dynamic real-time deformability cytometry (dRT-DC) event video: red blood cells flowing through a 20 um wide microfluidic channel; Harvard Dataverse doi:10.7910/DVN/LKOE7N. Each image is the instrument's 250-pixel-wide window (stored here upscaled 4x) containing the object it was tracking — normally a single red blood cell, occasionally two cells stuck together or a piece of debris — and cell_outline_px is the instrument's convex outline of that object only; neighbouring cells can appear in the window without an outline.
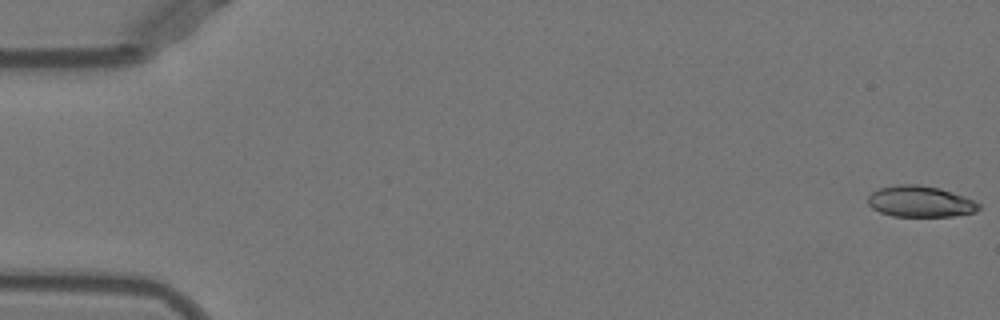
{"species": "Egyptian fruit bat (a non-hibernating species)", "species_latin": "Rousettus aegyptiacus", "temperature_condition": "warm", "stored_images_in_passage": 52, "camera_frame_rate_fps": 3000, "um_per_image_px": 0.085, "animal": {"sex": "female"}, "frame": {"image": 1, "passage_image": 1, "time_ms": 0.0, "image_size_px": [1000, 320], "cell_outline_px": [[980, 208], [976, 212], [952, 216], [892, 216], [880, 212], [872, 208], [868, 204], [868, 196], [872, 192], [880, 188], [896, 184], [920, 184], [940, 188], [964, 196], [980, 204]], "centroid_in_image_um": [78.21, 17.12], "position_along_channel_um": 6.8, "area_um2": 20.17}}
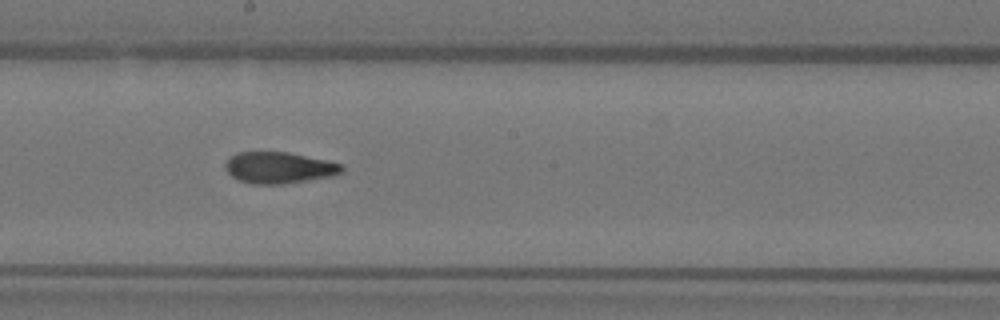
{"frame": {"image": 2, "passage_image": 29, "time_ms": 9.333, "image_size_px": [1000, 320], "cell_outline_px": [[344, 172], [332, 176], [284, 184], [252, 184], [240, 180], [232, 176], [224, 168], [224, 164], [236, 152], [288, 152], [344, 164]], "centroid_in_image_um": [23.74, 14.25], "position_along_channel_um": 224.5, "area_um2": 21.33}}
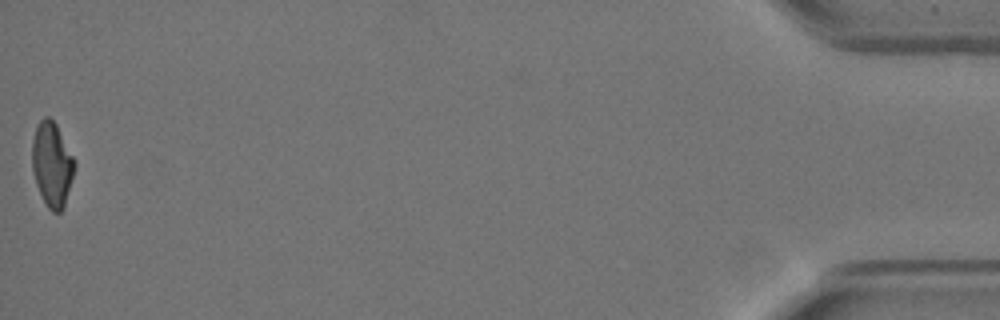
{"frame": {"image": 3, "passage_image": 52, "time_ms": 17.0, "image_size_px": [1000, 320], "cell_outline_px": [[76, 164], [64, 208], [60, 212], [52, 212], [48, 208], [36, 184], [32, 172], [32, 140], [36, 124], [44, 116], [48, 116], [56, 124]], "centroid_in_image_um": [4.4, 13.96], "position_along_channel_um": 430.8, "area_um2": 20.81}, "authors_computed_cell_mechanics": {"area_um2": 21.2126, "velocity_mm_per_s": 3.9553, "shape_relaxation_time_tau1_ms": null, "shape_relaxation_time_tau2_ms": 2.0732, "deformation_change_tau1": null, "deformation_change_tau2": 0.0892}}